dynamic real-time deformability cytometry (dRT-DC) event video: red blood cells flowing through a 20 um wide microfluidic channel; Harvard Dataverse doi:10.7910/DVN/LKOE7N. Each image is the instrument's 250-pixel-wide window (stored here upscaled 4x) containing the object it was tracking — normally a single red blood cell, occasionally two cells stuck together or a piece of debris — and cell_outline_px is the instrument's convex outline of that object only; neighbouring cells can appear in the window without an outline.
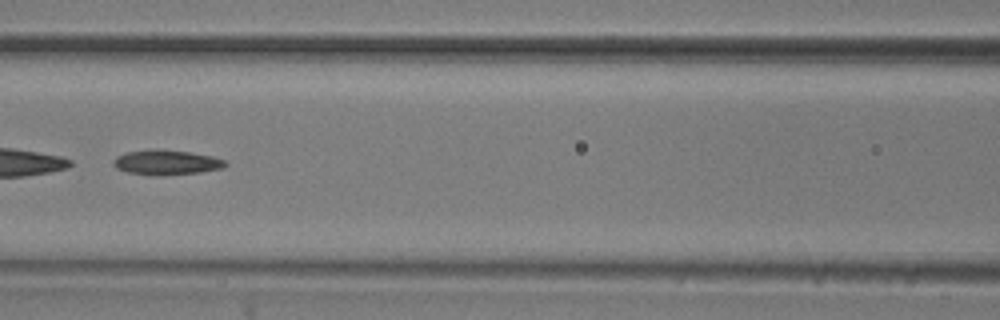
{"species": "common noctule bat (a hibernating species)", "species_latin": "Nyctalus noctula", "temperature_condition": "room temperature", "stored_images_in_passage": 54, "camera_frame_rate_fps": 3000, "um_per_image_px": 0.085, "animal": {"sex": "male", "body_mass_g": 20.5, "forearm_length_mm": 52.5}, "frame": {"image": 1, "passage_image": 24, "time_ms": 7.667, "image_size_px": [1000, 320], "cell_outline_px": [[228, 164], [224, 168], [200, 172], [160, 176], [156, 176], [128, 172], [116, 168], [112, 164], [112, 160], [116, 156], [128, 152], [188, 152], [212, 156], [224, 160]], "centroid_in_image_um": [14.17, 13.86], "position_along_channel_um": 152.4, "area_um2": 15.49}}